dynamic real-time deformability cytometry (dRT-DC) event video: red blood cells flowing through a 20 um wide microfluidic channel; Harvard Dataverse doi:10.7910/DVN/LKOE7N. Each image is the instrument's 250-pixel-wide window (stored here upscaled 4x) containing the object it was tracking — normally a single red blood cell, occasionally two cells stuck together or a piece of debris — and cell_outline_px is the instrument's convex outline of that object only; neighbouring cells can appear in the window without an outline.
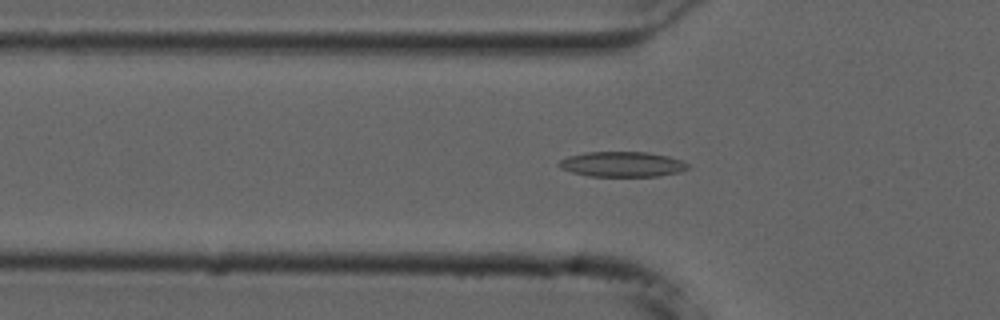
{"species": "common noctule bat (a hibernating species)", "species_latin": "Nyctalus noctula", "temperature_condition": "cold", "stored_images_in_passage": 54, "camera_frame_rate_fps": 3000, "um_per_image_px": 0.085, "animal": {"sex": "male", "forearm_length_mm": 52.5}, "frame": {"image": 1, "passage_image": 16, "time_ms": 5.0, "image_size_px": [1000, 320], "cell_outline_px": [[692, 168], [680, 172], [656, 176], [588, 176], [572, 172], [560, 168], [556, 164], [560, 160], [568, 156], [584, 152], [648, 152], [668, 156], [680, 160], [688, 164]], "centroid_in_image_um": [52.88, 13.96], "position_along_channel_um": 72.9, "area_um2": 19.02}}
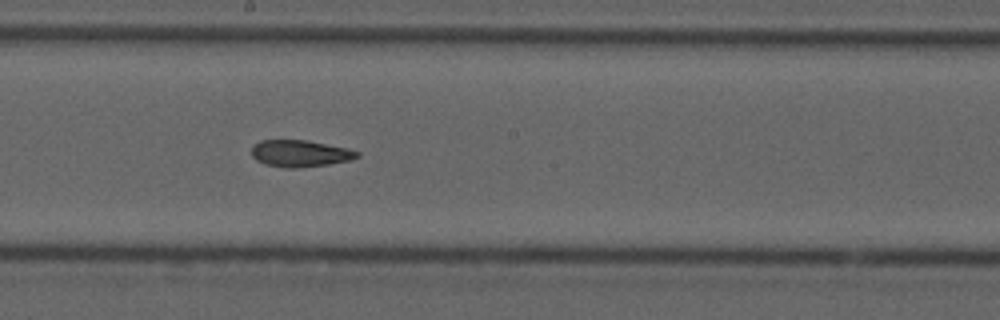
{"frame": {"image": 2, "passage_image": 28, "time_ms": 9.0, "image_size_px": [1000, 320], "cell_outline_px": [[360, 156], [348, 160], [328, 164], [300, 168], [288, 168], [264, 164], [256, 160], [252, 156], [252, 148], [260, 140], [304, 140], [348, 148], [360, 152]], "centroid_in_image_um": [25.5, 13.05], "position_along_channel_um": 222.7, "area_um2": 16.36}}
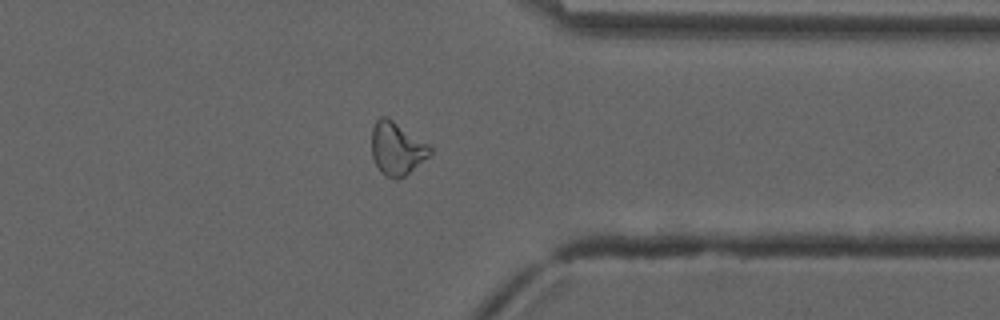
{"frame": {"image": 3, "passage_image": 41, "time_ms": 13.333, "image_size_px": [1000, 320], "cell_outline_px": [[432, 152], [428, 156], [404, 176], [396, 180], [384, 176], [380, 172], [372, 156], [372, 128], [376, 120], [380, 116], [388, 116], [428, 144], [432, 148]], "centroid_in_image_um": [33.7, 12.61], "position_along_channel_um": 377.7, "area_um2": 17.98}, "authors_computed_cell_mechanics": {"area_um2": 17.8891, "velocity_mm_per_s": 3.7333, "shape_relaxation_time_tau1_ms": null, "shape_relaxation_time_tau2_ms": 3.8039, "deformation_change_tau1": null, "deformation_change_tau2": 0.104}}